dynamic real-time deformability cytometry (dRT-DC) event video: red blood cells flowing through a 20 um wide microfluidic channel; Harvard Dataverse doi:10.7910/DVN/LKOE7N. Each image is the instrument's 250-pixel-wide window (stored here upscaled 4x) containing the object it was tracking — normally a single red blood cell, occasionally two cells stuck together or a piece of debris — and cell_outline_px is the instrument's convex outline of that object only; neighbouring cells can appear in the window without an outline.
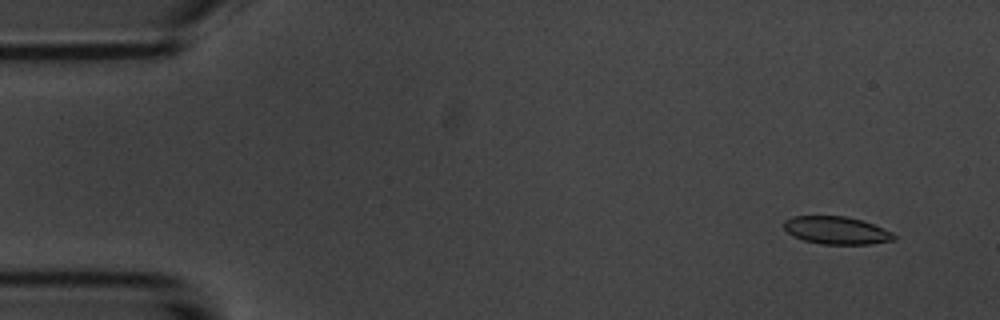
{"species": "common noctule bat (a hibernating species)", "species_latin": "Nyctalus noctula", "temperature_condition": "room temperature", "stored_images_in_passage": 4, "camera_frame_rate_fps": 3000, "um_per_image_px": 0.085, "animal": {"sex": "male", "body_mass_g": 20.1, "forearm_length_mm": 53.5}, "frame": {"image": 1, "passage_image": 1, "time_ms": 0.0, "image_size_px": [1000, 320], "cell_outline_px": [[896, 240], [868, 244], [824, 244], [804, 240], [792, 236], [784, 228], [784, 220], [792, 216], [844, 216], [860, 220], [872, 224], [892, 232], [896, 236]], "centroid_in_image_um": [71.08, 19.58], "position_along_channel_um": 13.9, "area_um2": 17.63}}
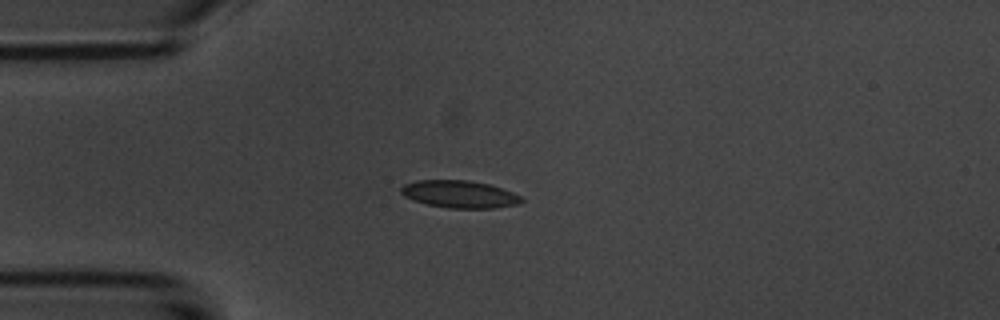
{"frame": {"image": 2, "passage_image": 4, "time_ms": 3.333, "image_size_px": [1000, 320], "cell_outline_px": [[524, 200], [516, 204], [492, 208], [448, 208], [428, 204], [404, 196], [400, 192], [400, 188], [404, 184], [416, 180], [468, 180], [488, 184], [512, 192], [520, 196]], "centroid_in_image_um": [39.03, 16.5], "position_along_channel_um": 46.0, "area_um2": 18.96}}